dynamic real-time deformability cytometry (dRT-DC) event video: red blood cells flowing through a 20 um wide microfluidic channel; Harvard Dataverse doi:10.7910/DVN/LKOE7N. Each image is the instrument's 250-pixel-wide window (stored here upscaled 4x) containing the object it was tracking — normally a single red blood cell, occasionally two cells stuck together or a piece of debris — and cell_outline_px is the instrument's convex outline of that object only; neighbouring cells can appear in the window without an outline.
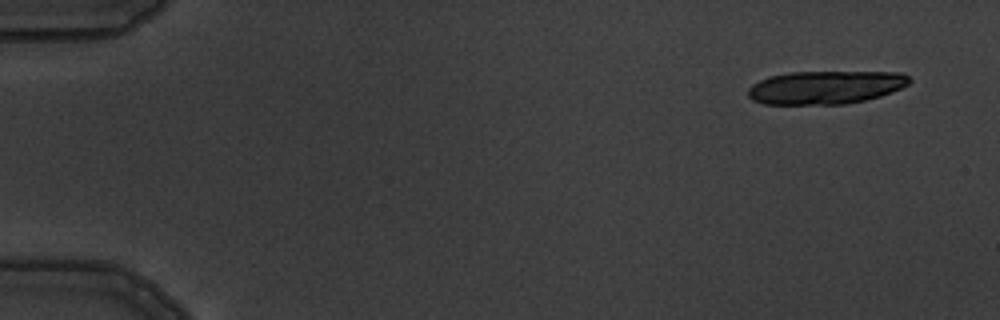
{"species": "common noctule bat (a hibernating species)", "species_latin": "Nyctalus noctula", "temperature_condition": "warm", "stored_images_in_passage": 8, "camera_frame_rate_fps": 3000, "um_per_image_px": 0.085, "animal": {"sex": "male", "body_mass_g": 19.5, "forearm_length_mm": 54.6}, "frame": {"image": 1, "passage_image": 2, "time_ms": 1.0, "image_size_px": [1000, 320], "cell_outline_px": [[912, 80], [908, 84], [892, 92], [880, 96], [864, 100], [844, 104], [764, 104], [752, 100], [748, 96], [748, 88], [752, 84], [768, 76], [792, 72], [904, 72]], "centroid_in_image_um": [70.16, 7.42], "position_along_channel_um": 14.8, "area_um2": 31.33}}
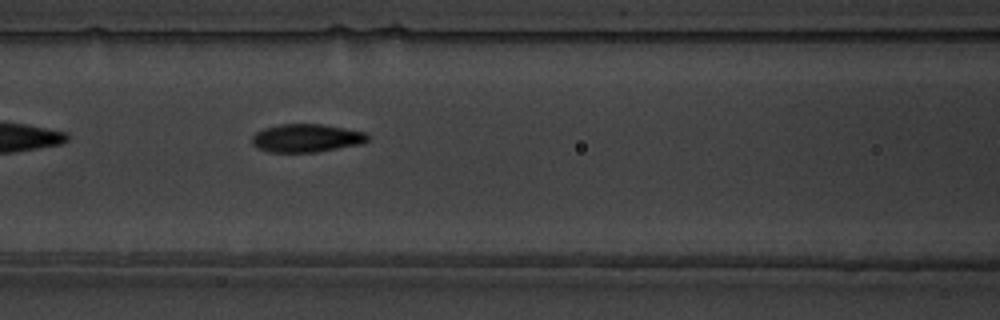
{"frame": {"image": 2, "passage_image": 8, "time_ms": 8.0, "image_size_px": [1000, 320], "cell_outline_px": [[368, 140], [360, 144], [316, 152], [268, 152], [252, 144], [252, 136], [256, 132], [264, 128], [280, 124], [320, 124], [368, 132]], "centroid_in_image_um": [26.05, 11.73], "position_along_channel_um": 140.6, "area_um2": 18.9}}